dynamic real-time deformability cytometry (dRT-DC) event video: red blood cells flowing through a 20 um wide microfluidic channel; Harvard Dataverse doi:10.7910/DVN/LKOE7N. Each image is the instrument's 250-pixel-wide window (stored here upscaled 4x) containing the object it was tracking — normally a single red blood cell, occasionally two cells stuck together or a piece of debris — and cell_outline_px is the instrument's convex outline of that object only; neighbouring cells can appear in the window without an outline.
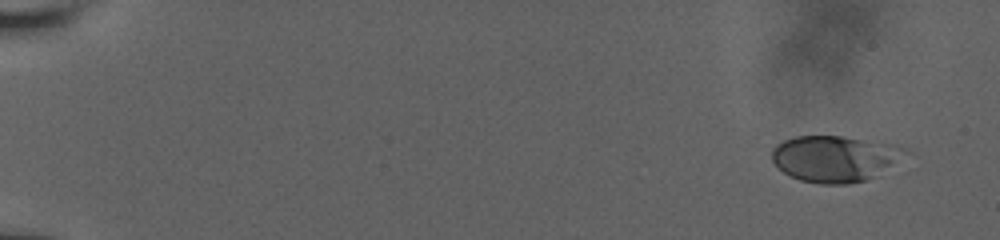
{"species": "human", "species_latin": "Homo sapiens", "temperature_condition": "room temperature", "stored_images_in_passage": 18, "camera_frame_rate_fps": 3000, "um_per_image_px": 0.085, "donor": {"sex": "male"}, "frame": {"image": 1, "passage_image": 1, "time_ms": 0.0, "image_size_px": [1000, 240], "cell_outline_px": [[912, 152], [872, 176], [864, 180], [848, 184], [820, 184], [800, 180], [784, 172], [772, 160], [772, 152], [776, 144], [784, 140], [796, 136], [840, 136], [892, 144], [904, 148]], "centroid_in_image_um": [70.94, 13.47], "position_along_channel_um": 14.1, "area_um2": 35.37}}
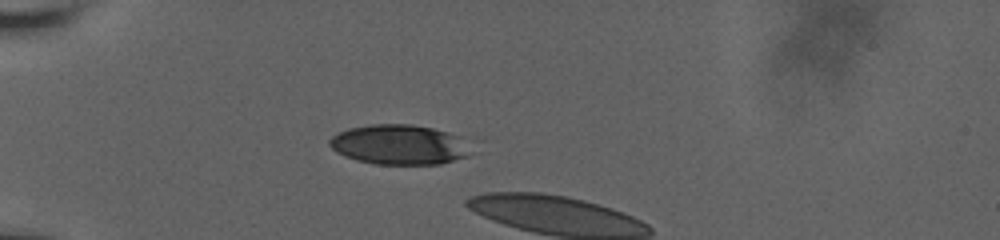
{"frame": {"image": 2, "passage_image": 16, "time_ms": 5.0, "image_size_px": [1000, 240], "cell_outline_px": [[468, 156], [440, 164], [376, 164], [356, 160], [344, 156], [336, 152], [328, 144], [328, 140], [332, 136], [348, 128], [372, 124], [412, 124], [432, 128], [448, 132], [460, 136]], "centroid_in_image_um": [33.85, 12.29], "position_along_channel_um": 51.2, "area_um2": 32.54}}